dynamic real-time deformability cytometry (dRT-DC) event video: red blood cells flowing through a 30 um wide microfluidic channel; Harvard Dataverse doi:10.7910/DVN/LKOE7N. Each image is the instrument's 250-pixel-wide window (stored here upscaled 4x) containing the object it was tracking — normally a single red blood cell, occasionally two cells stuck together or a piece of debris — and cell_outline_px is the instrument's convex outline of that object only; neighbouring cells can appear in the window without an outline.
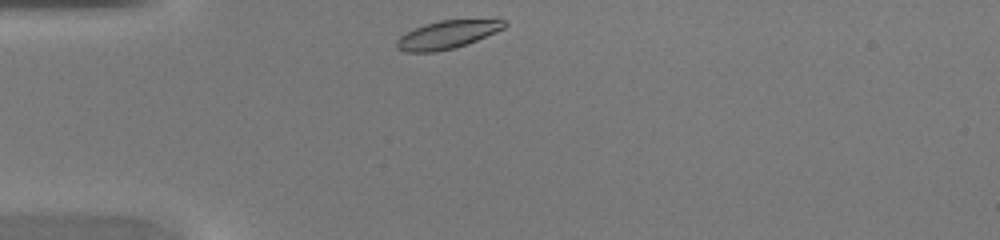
{"species": "common noctule bat (a hibernating species)", "species_latin": "Nyctalus noctula", "temperature_condition": "warm", "stored_images_in_passage": 27, "camera_frame_rate_fps": 3000, "um_per_image_px": 0.085, "animal": {"sex": "female", "body_mass_g": 20.0, "forearm_length_mm": 54.0}, "frame": {"image": 1, "passage_image": 1, "time_ms": 0.0, "image_size_px": [1000, 240], "cell_outline_px": [[508, 24], [504, 28], [496, 32], [468, 44], [456, 48], [436, 52], [404, 52], [396, 48], [396, 40], [400, 36], [424, 24], [440, 20], [500, 16]], "centroid_in_image_um": [38.14, 2.9], "position_along_channel_um": 46.9, "area_um2": 18.5}}
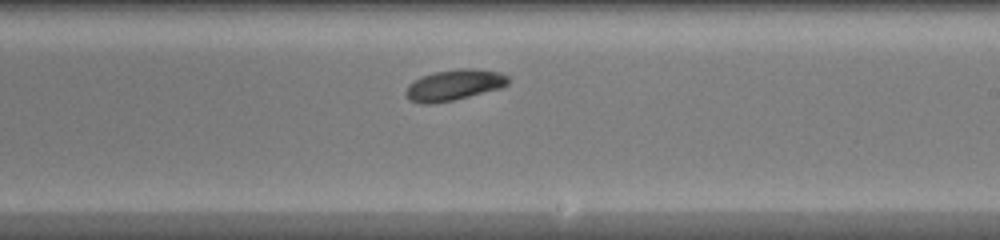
{"frame": {"image": 2, "passage_image": 16, "time_ms": 5.0, "image_size_px": [1000, 240], "cell_outline_px": [[508, 84], [500, 88], [452, 100], [428, 104], [420, 104], [408, 100], [404, 92], [408, 84], [424, 76], [436, 72], [460, 68], [472, 68], [500, 72], [508, 76]], "centroid_in_image_um": [38.57, 7.23], "position_along_channel_um": 250.4, "area_um2": 18.21}}
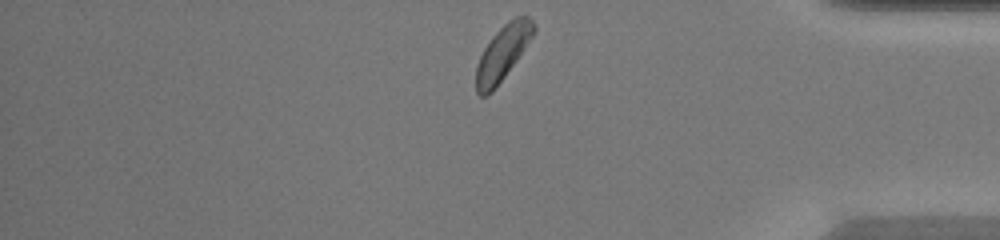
{"frame": {"image": 3, "passage_image": 27, "time_ms": 8.667, "image_size_px": [1000, 240], "cell_outline_px": [[536, 32], [516, 60], [492, 92], [484, 96], [480, 96], [476, 92], [476, 64], [484, 48], [492, 36], [508, 20], [516, 16], [528, 16], [532, 20], [536, 28]], "centroid_in_image_um": [42.72, 4.48], "position_along_channel_um": 392.5, "area_um2": 18.21}}